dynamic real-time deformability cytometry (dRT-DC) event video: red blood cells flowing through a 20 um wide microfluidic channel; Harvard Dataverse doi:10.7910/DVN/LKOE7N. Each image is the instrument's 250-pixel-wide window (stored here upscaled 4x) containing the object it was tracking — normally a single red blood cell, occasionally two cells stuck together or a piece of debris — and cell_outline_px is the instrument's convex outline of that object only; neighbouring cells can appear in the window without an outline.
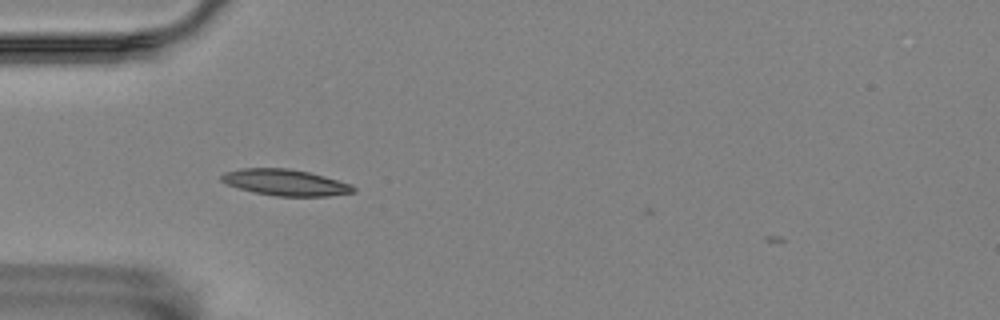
{"species": "Egyptian fruit bat (a non-hibernating species)", "species_latin": "Rousettus aegyptiacus", "temperature_condition": "room temperature", "stored_images_in_passage": 32, "camera_frame_rate_fps": 3000, "um_per_image_px": 0.085, "animal": {"sex": "female"}, "frame": {"image": 1, "passage_image": 3, "time_ms": 0.667, "image_size_px": [1000, 320], "cell_outline_px": [[356, 192], [328, 196], [276, 196], [252, 192], [228, 184], [220, 180], [220, 176], [224, 172], [244, 168], [288, 168], [308, 172], [324, 176], [352, 184], [356, 188]], "centroid_in_image_um": [24.28, 15.51], "position_along_channel_um": 60.7, "area_um2": 20.17}}
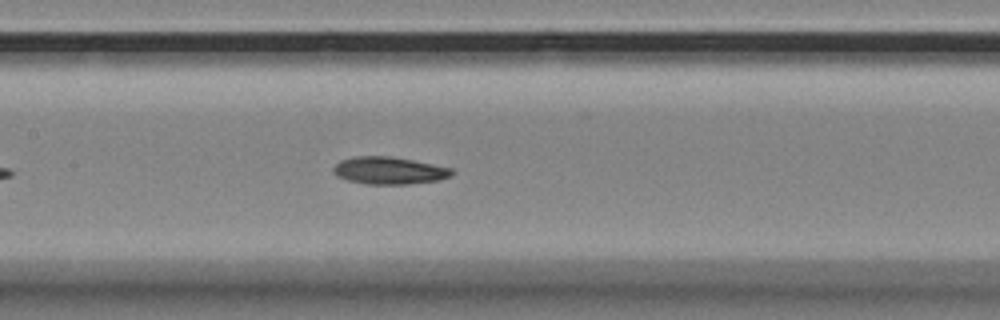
{"frame": {"image": 2, "passage_image": 13, "time_ms": 4.0, "image_size_px": [1000, 320], "cell_outline_px": [[456, 172], [452, 176], [440, 180], [408, 184], [364, 184], [348, 180], [336, 176], [332, 172], [332, 168], [340, 160], [356, 156], [388, 156], [412, 160], [452, 168]], "centroid_in_image_um": [33.08, 14.5], "position_along_channel_um": 174.3, "area_um2": 19.02}}
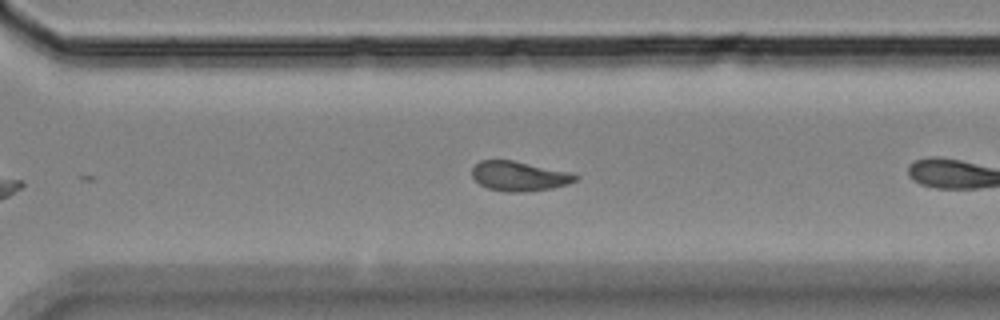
{"frame": {"image": 3, "passage_image": 23, "time_ms": 7.333, "image_size_px": [1000, 320], "cell_outline_px": [[580, 176], [576, 180], [568, 184], [552, 188], [528, 192], [504, 192], [488, 188], [480, 184], [472, 176], [472, 168], [480, 160], [512, 160], [568, 172]], "centroid_in_image_um": [44.12, 14.98], "position_along_channel_um": 326.5, "area_um2": 17.8}}